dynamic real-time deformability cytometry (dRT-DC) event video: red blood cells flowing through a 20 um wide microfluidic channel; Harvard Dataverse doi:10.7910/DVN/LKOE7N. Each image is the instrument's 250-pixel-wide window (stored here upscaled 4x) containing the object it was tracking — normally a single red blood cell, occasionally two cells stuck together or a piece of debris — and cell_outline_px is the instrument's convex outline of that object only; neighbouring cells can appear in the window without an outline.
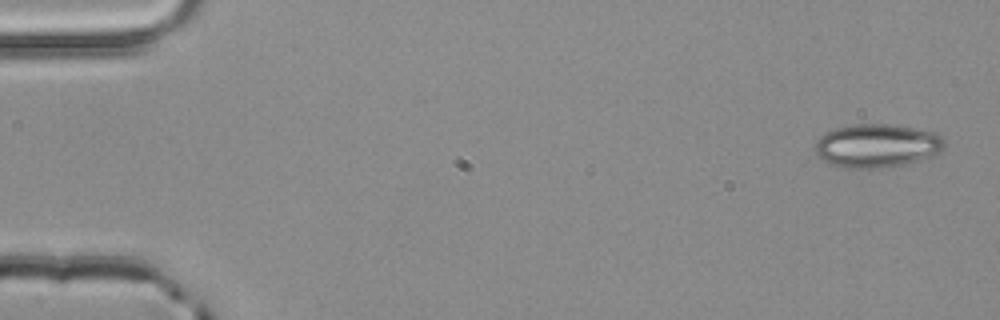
{"species": "common noctule bat (a hibernating species)", "species_latin": "Nyctalus noctula", "temperature_condition": "room temperature", "stored_images_in_passage": 4, "camera_frame_rate_fps": 3000, "um_per_image_px": 0.085, "animal": {"sex": "male", "body_mass_g": 20.4}, "frame": {"image": 1, "passage_image": 1, "time_ms": 0.0, "image_size_px": [1000, 320], "cell_outline_px": [[944, 148], [940, 152], [932, 156], [900, 164], [876, 168], [844, 168], [832, 164], [816, 156], [812, 148], [816, 140], [824, 132], [836, 128], [856, 124], [892, 124], [932, 132], [940, 136], [944, 140]], "centroid_in_image_um": [74.46, 12.38], "position_along_channel_um": 10.5, "area_um2": 32.66}}